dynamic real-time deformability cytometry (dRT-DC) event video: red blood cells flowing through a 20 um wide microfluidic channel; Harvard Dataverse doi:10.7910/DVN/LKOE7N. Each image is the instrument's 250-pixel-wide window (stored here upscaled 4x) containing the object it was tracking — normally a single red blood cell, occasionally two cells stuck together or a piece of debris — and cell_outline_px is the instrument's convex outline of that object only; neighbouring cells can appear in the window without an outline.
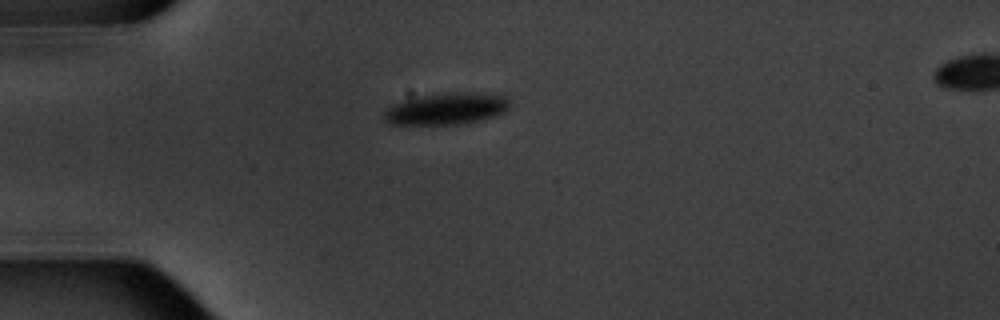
{"species": "common noctule bat (a hibernating species)", "species_latin": "Nyctalus noctula", "temperature_condition": "warm", "stored_images_in_passage": 2, "camera_frame_rate_fps": 3000, "um_per_image_px": 0.085, "animal": {"sex": "male", "body_mass_g": 20.1, "forearm_length_mm": 53.5}, "frame": {"image": 1, "passage_image": 1, "time_ms": 0.0, "image_size_px": [1000, 320], "cell_outline_px": [[508, 108], [504, 112], [496, 116], [484, 120], [456, 124], [388, 124], [384, 120], [384, 112], [392, 104], [400, 100], [416, 96], [448, 92], [500, 92], [508, 96]], "centroid_in_image_um": [38.0, 9.21], "position_along_channel_um": 47.0, "area_um2": 23.93}}